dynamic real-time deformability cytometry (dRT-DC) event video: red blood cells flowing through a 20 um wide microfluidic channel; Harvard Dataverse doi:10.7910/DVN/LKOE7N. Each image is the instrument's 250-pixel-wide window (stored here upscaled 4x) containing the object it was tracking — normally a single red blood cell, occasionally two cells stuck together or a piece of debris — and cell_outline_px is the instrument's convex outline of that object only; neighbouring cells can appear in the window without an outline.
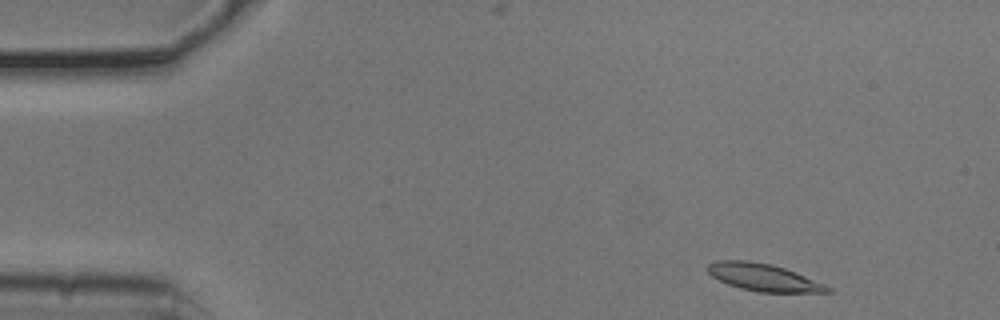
{"species": "common noctule bat (a hibernating species)", "species_latin": "Nyctalus noctula", "temperature_condition": "cold", "stored_images_in_passage": 6, "camera_frame_rate_fps": 3000, "um_per_image_px": 0.085, "animal": {"sex": "male", "body_mass_g": 20.5, "forearm_length_mm": 52.5}, "frame": {"image": 1, "passage_image": 1, "time_ms": 0.0, "image_size_px": [1000, 320], "cell_outline_px": [[832, 292], [756, 292], [740, 288], [728, 284], [712, 276], [708, 272], [708, 264], [716, 260], [748, 260], [772, 264], [796, 272], [824, 284], [832, 288]], "centroid_in_image_um": [64.89, 23.57], "position_along_channel_um": 20.1, "area_um2": 19.02}}
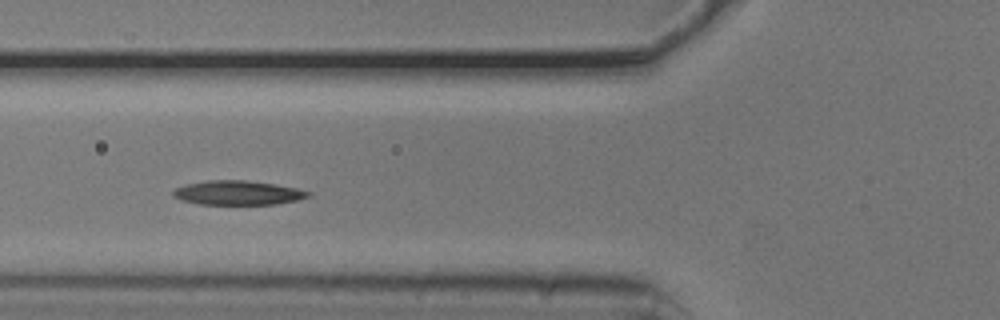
{"frame": {"image": 2, "passage_image": 5, "time_ms": 1.333, "image_size_px": [1000, 320], "cell_outline_px": [[312, 196], [300, 200], [276, 204], [200, 204], [180, 200], [172, 196], [172, 192], [176, 188], [188, 184], [208, 180], [244, 180], [272, 184], [296, 188], [312, 192]], "centroid_in_image_um": [20.25, 16.39], "position_along_channel_um": 105.6, "area_um2": 19.07}}
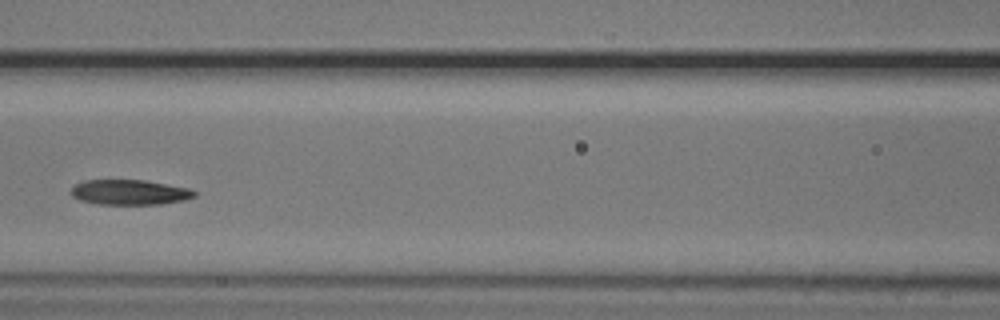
{"frame": {"image": 3, "passage_image": 6, "time_ms": 1.667, "image_size_px": [1000, 320], "cell_outline_px": [[196, 196], [184, 200], [160, 204], [100, 204], [80, 200], [72, 196], [68, 192], [76, 184], [84, 180], [144, 180], [188, 188], [196, 192]], "centroid_in_image_um": [10.99, 16.34], "position_along_channel_um": 155.6, "area_um2": 17.98}}